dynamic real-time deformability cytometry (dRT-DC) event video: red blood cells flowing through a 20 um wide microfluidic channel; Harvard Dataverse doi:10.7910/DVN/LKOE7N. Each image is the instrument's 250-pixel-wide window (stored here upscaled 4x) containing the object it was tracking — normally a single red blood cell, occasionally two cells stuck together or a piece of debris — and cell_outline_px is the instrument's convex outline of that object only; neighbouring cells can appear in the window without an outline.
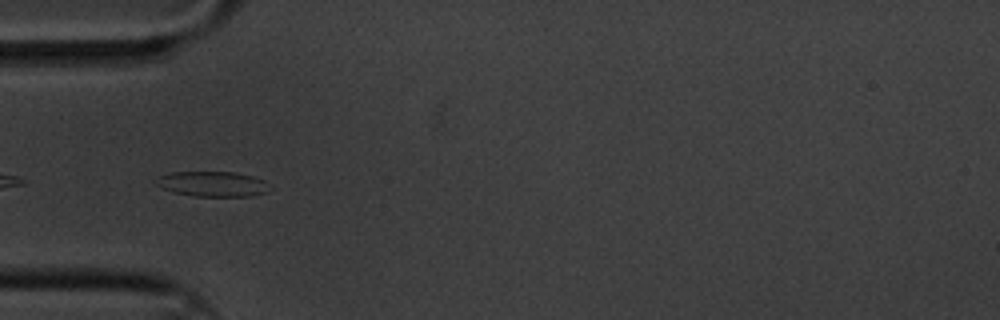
{"species": "common noctule bat (a hibernating species)", "species_latin": "Nyctalus noctula", "temperature_condition": "cold", "stored_images_in_passage": 7, "camera_frame_rate_fps": 3000, "um_per_image_px": 0.085, "animal": {"sex": "male", "body_mass_g": 20.1, "forearm_length_mm": 53.5}, "frame": {"image": 1, "passage_image": 6, "time_ms": 1.667, "image_size_px": [1000, 320], "cell_outline_px": [[268, 192], [252, 196], [192, 196], [172, 192], [156, 184], [152, 180], [156, 176], [168, 172], [232, 172], [252, 176], [264, 180]], "centroid_in_image_um": [17.97, 15.63], "position_along_channel_um": 67.0, "area_um2": 16.7}}